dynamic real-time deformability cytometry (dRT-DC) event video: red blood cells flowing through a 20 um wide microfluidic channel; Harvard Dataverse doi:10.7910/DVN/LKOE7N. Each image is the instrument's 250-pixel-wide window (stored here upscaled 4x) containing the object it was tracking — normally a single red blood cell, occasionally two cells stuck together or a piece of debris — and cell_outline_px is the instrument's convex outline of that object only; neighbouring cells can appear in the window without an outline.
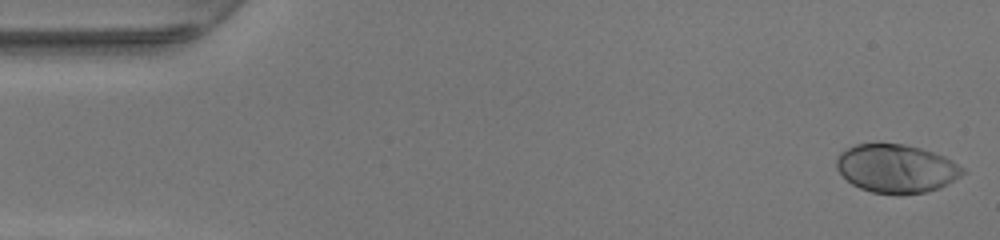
{"species": "human", "species_latin": "Homo sapiens", "temperature_condition": "warm", "stored_images_in_passage": 48, "camera_frame_rate_fps": 3000, "um_per_image_px": 0.085, "donor": {"sex": "female"}, "frame": {"image": 1, "passage_image": 1, "time_ms": 0.0, "image_size_px": [1000, 240], "cell_outline_px": [[968, 172], [948, 184], [940, 188], [928, 192], [900, 196], [896, 196], [872, 192], [860, 188], [852, 184], [836, 168], [836, 160], [840, 152], [856, 144], [904, 144], [920, 148], [944, 156], [952, 160], [964, 168]], "centroid_in_image_um": [76.22, 14.36], "position_along_channel_um": 8.8, "area_um2": 36.01}}
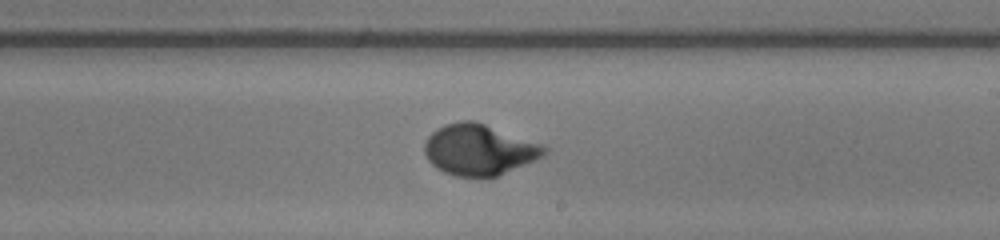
{"frame": {"image": 2, "passage_image": 28, "time_ms": 9.0, "image_size_px": [1000, 240], "cell_outline_px": [[548, 152], [544, 156], [536, 160], [488, 180], [456, 176], [444, 172], [436, 168], [428, 160], [424, 152], [424, 144], [428, 136], [436, 128], [444, 124], [460, 120], [476, 120], [544, 144], [548, 148]], "centroid_in_image_um": [40.75, 12.74], "position_along_channel_um": 248.3, "area_um2": 36.59}}
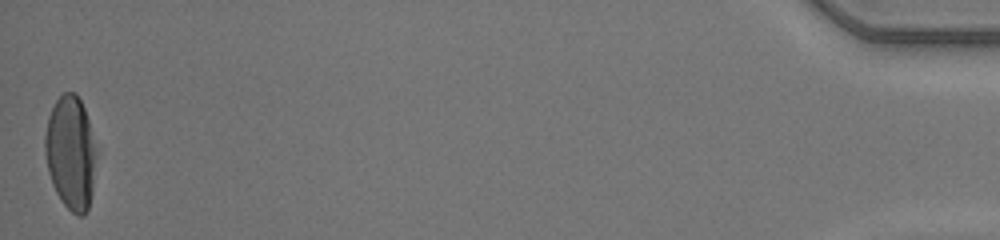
{"frame": {"image": 3, "passage_image": 48, "time_ms": 15.667, "image_size_px": [1000, 240], "cell_outline_px": [[96, 156], [92, 192], [88, 208], [84, 216], [76, 216], [60, 200], [52, 184], [48, 172], [44, 152], [44, 136], [48, 116], [56, 100], [64, 92], [76, 92], [84, 108], [88, 120], [96, 152]], "centroid_in_image_um": [5.99, 13.0], "position_along_channel_um": 429.2, "area_um2": 34.04}, "authors_computed_cell_mechanics": {"area_um2": 34.5933, "velocity_mm_per_s": 4.241, "shape_relaxation_time_tau1_ms": 3.8235, "shape_relaxation_time_tau2_ms": null, "deformation_change_tau1": 0.2254, "deformation_change_tau2": null}}